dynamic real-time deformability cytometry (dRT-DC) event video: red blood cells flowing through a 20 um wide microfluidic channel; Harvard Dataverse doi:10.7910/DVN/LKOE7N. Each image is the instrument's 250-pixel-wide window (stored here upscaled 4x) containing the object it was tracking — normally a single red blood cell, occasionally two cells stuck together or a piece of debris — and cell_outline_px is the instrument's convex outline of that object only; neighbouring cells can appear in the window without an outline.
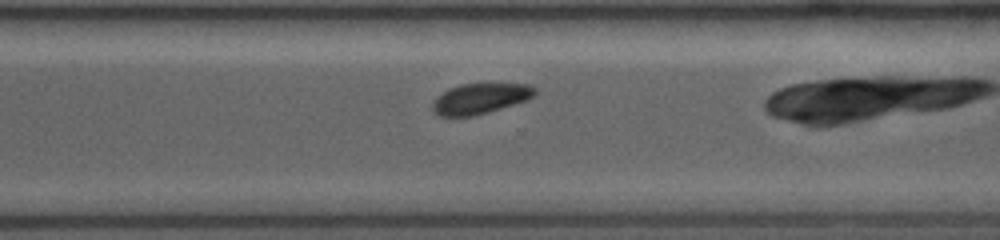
{"species": "common noctule bat (a hibernating species)", "species_latin": "Nyctalus noctula", "temperature_condition": "room temperature", "stored_images_in_passage": 24, "camera_frame_rate_fps": 3500, "um_per_image_px": 0.085, "animal": {"sex": "female", "body_mass_g": 19.0, "forearm_length_mm": 53.3}, "frame": {"image": 1, "passage_image": 14, "time_ms": 6.286, "image_size_px": [1000, 240], "cell_outline_px": [[536, 92], [532, 96], [524, 100], [476, 116], [440, 116], [432, 112], [432, 104], [444, 92], [460, 84], [528, 84], [536, 88]], "centroid_in_image_um": [40.8, 8.39], "position_along_channel_um": 329.8, "area_um2": 17.69}}
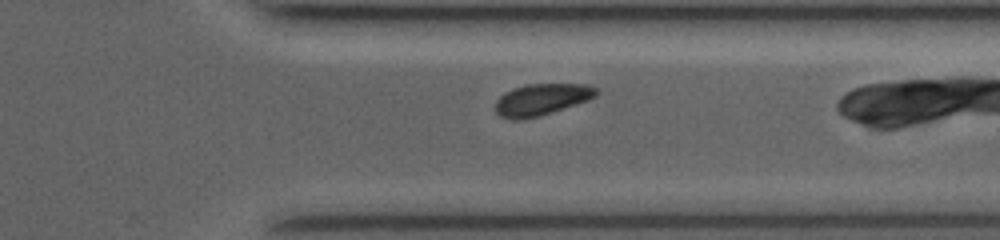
{"frame": {"image": 2, "passage_image": 17, "time_ms": 7.143, "image_size_px": [1000, 240], "cell_outline_px": [[600, 92], [596, 96], [588, 100], [540, 116], [520, 120], [512, 120], [500, 116], [496, 112], [496, 100], [504, 92], [512, 88], [528, 84], [588, 84], [596, 88]], "centroid_in_image_um": [46.03, 8.45], "position_along_channel_um": 365.4, "area_um2": 18.67}}